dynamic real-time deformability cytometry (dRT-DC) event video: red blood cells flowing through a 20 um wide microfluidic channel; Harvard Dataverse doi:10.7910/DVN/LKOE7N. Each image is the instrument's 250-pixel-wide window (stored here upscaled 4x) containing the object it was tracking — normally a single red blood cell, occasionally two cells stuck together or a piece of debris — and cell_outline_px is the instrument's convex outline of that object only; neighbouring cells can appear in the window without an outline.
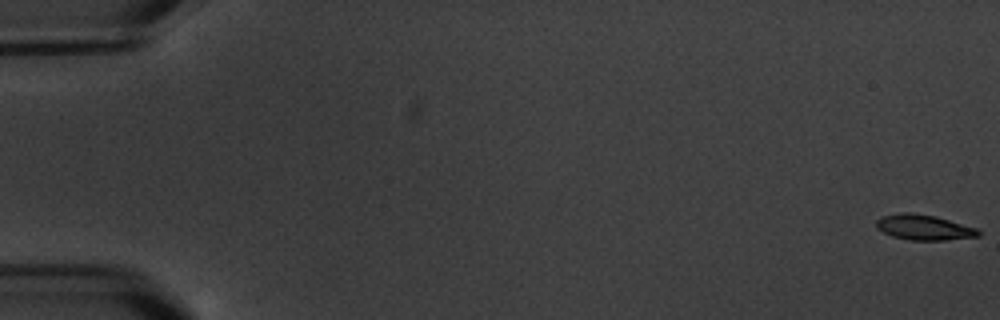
{"species": "common noctule bat (a hibernating species)", "species_latin": "Nyctalus noctula", "temperature_condition": "warm", "stored_images_in_passage": 6, "camera_frame_rate_fps": 3000, "um_per_image_px": 0.085, "animal": {"sex": "male", "body_mass_g": 20.1, "forearm_length_mm": 53.5}, "frame": {"image": 1, "passage_image": 1, "time_ms": 0.0, "image_size_px": [1000, 320], "cell_outline_px": [[980, 236], [944, 240], [912, 240], [892, 236], [876, 228], [876, 220], [880, 216], [900, 212], [912, 212], [936, 216], [976, 228], [980, 232]], "centroid_in_image_um": [78.5, 19.31], "position_along_channel_um": 6.5, "area_um2": 15.09}}
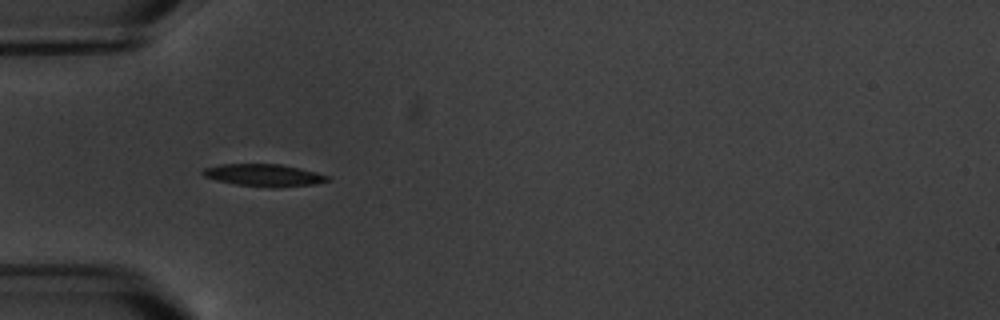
{"frame": {"image": 2, "passage_image": 5, "time_ms": 6.333, "image_size_px": [1000, 320], "cell_outline_px": [[332, 176], [328, 180], [316, 184], [276, 188], [268, 188], [236, 184], [216, 180], [204, 176], [200, 172], [204, 168], [220, 164], [280, 164], [300, 168]], "centroid_in_image_um": [22.45, 14.9], "position_along_channel_um": 62.6, "area_um2": 16.36}}